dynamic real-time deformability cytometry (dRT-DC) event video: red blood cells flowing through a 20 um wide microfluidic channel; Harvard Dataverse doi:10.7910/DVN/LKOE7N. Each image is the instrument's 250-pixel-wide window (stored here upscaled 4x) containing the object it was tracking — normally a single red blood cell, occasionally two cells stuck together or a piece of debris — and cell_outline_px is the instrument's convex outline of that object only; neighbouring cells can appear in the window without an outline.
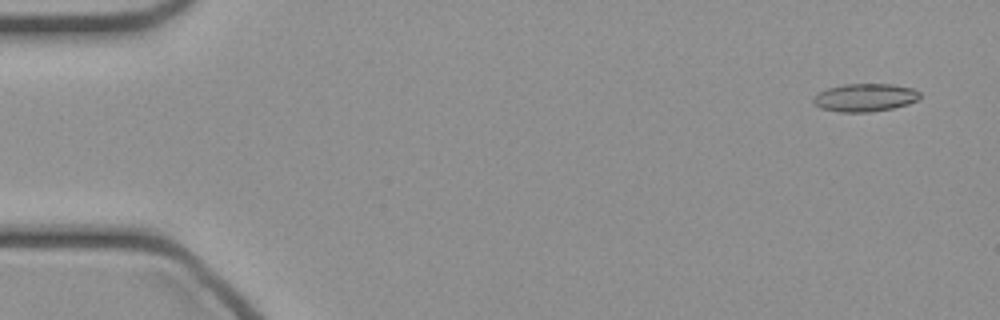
{"species": "common noctule bat (a hibernating species)", "species_latin": "Nyctalus noctula", "temperature_condition": "cold", "stored_images_in_passage": 48, "camera_frame_rate_fps": 3000, "um_per_image_px": 0.085, "animal": {"sex": "female", "body_mass_g": 21.9}, "frame": {"image": 1, "passage_image": 3, "time_ms": 0.667, "image_size_px": [1000, 320], "cell_outline_px": [[920, 96], [916, 100], [908, 104], [892, 108], [868, 112], [840, 112], [820, 108], [812, 100], [820, 92], [828, 88], [844, 84], [892, 84], [912, 88], [920, 92]], "centroid_in_image_um": [73.54, 8.29], "position_along_channel_um": 11.5, "area_um2": 17.17}}
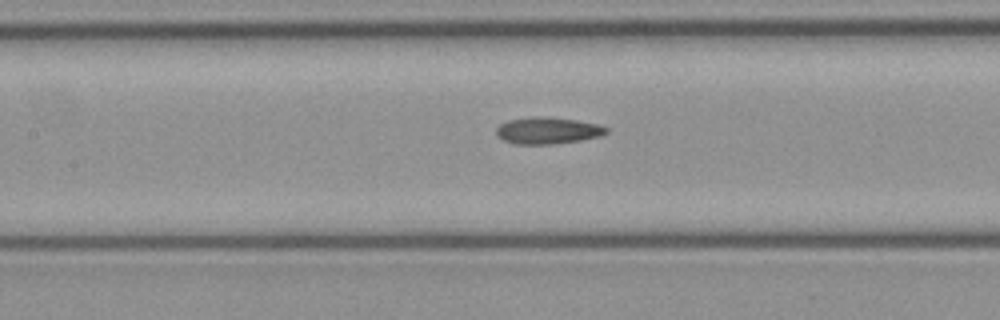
{"frame": {"image": 2, "passage_image": 22, "time_ms": 7.0, "image_size_px": [1000, 320], "cell_outline_px": [[608, 132], [604, 136], [556, 144], [512, 144], [496, 136], [496, 128], [500, 124], [508, 120], [536, 116], [544, 116], [576, 120], [596, 124], [608, 128]], "centroid_in_image_um": [46.55, 11.1], "position_along_channel_um": 160.9, "area_um2": 17.28}}
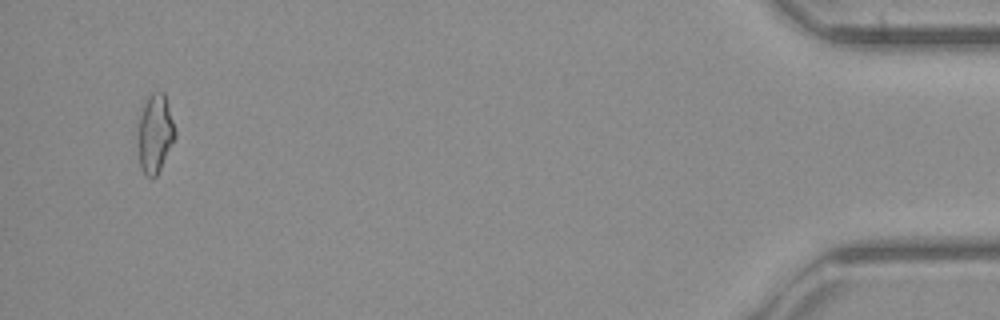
{"frame": {"image": 3, "passage_image": 46, "time_ms": 15.0, "image_size_px": [1000, 320], "cell_outline_px": [[176, 136], [156, 176], [152, 180], [140, 168], [136, 140], [136, 136], [140, 112], [148, 96], [152, 92], [164, 92], [176, 132]], "centroid_in_image_um": [13.13, 11.36], "position_along_channel_um": 422.1, "area_um2": 17.22}}